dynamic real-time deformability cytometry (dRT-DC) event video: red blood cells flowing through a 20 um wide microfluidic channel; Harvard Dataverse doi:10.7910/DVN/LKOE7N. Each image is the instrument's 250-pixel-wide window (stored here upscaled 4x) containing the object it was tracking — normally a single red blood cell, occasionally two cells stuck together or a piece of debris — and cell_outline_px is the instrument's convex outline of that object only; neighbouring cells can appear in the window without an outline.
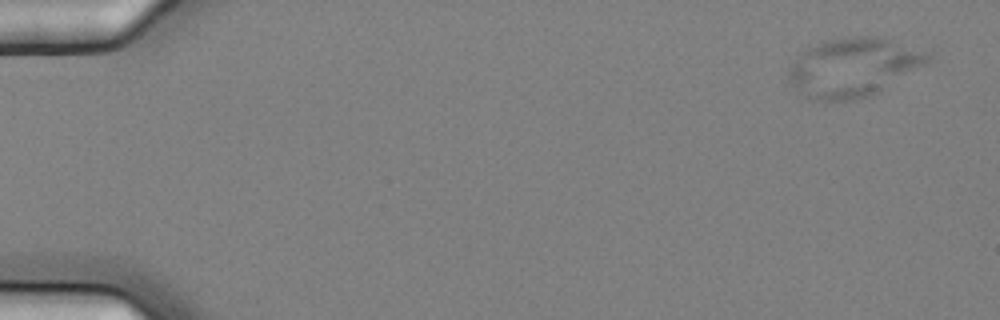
{"species": "common noctule bat (a hibernating species)", "species_latin": "Nyctalus noctula", "temperature_condition": "cold", "stored_images_in_passage": 7, "camera_frame_rate_fps": 3000, "um_per_image_px": 0.085, "animal": {"sex": "female", "body_mass_g": 25.1}, "frame": {"image": 1, "passage_image": 1, "time_ms": 0.0, "image_size_px": [1000, 320], "cell_outline_px": [[932, 56], [924, 64], [880, 92], [872, 96], [856, 100], [808, 100], [788, 80], [788, 72], [796, 56], [800, 52], [824, 40], [852, 36], [876, 36], [932, 52]], "centroid_in_image_um": [72.52, 5.72], "position_along_channel_um": 12.5, "area_um2": 47.74}}
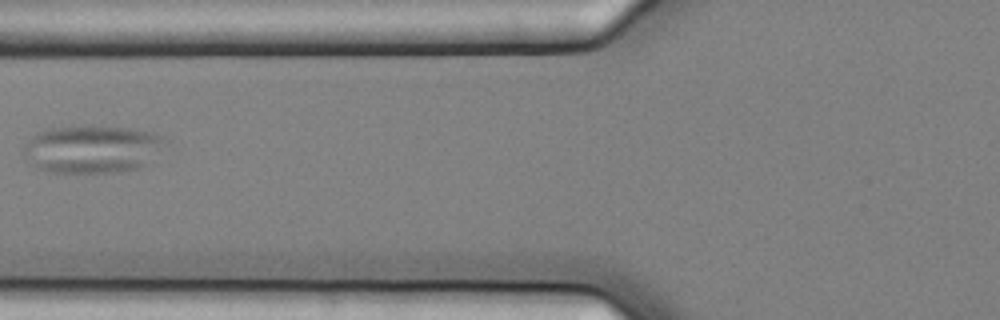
{"frame": {"image": 2, "passage_image": 7, "time_ms": 2.0, "image_size_px": [1000, 320], "cell_outline_px": [[164, 140], [144, 164], [136, 168], [116, 172], [52, 172], [40, 168], [32, 164], [24, 152], [24, 144], [36, 132], [56, 128], [88, 124], [104, 124], [128, 128], [148, 132], [160, 136]], "centroid_in_image_um": [7.73, 12.63], "position_along_channel_um": 118.1, "area_um2": 38.67}}